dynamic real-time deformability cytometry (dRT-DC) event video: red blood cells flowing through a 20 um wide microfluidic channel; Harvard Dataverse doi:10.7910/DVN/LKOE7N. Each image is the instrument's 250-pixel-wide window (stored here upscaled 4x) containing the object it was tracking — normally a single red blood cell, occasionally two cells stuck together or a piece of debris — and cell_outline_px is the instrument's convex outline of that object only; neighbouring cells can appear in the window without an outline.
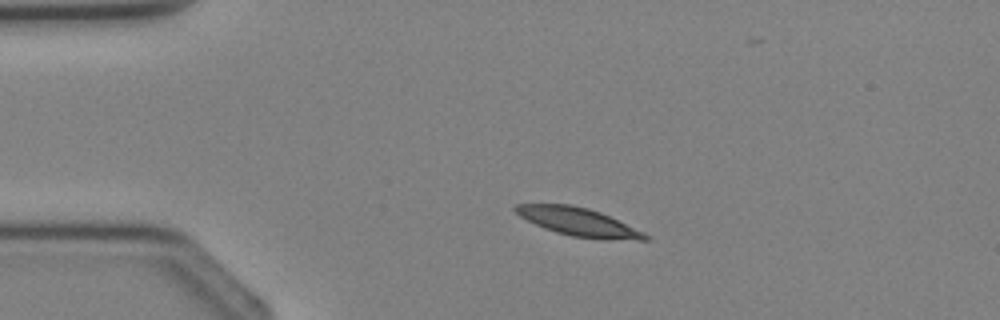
{"species": "Egyptian fruit bat (a non-hibernating species)", "species_latin": "Rousettus aegyptiacus", "temperature_condition": "cold", "stored_images_in_passage": 2, "camera_frame_rate_fps": 3000, "um_per_image_px": 0.085, "animal": {"sex": "female"}, "frame": {"image": 1, "passage_image": 1, "time_ms": 0.0, "image_size_px": [1000, 320], "cell_outline_px": [[648, 240], [640, 240], [572, 236], [556, 232], [544, 228], [520, 216], [512, 208], [516, 204], [572, 204], [588, 208], [600, 212], [644, 232], [648, 236]], "centroid_in_image_um": [49.12, 18.83], "position_along_channel_um": 35.9, "area_um2": 20.69}}
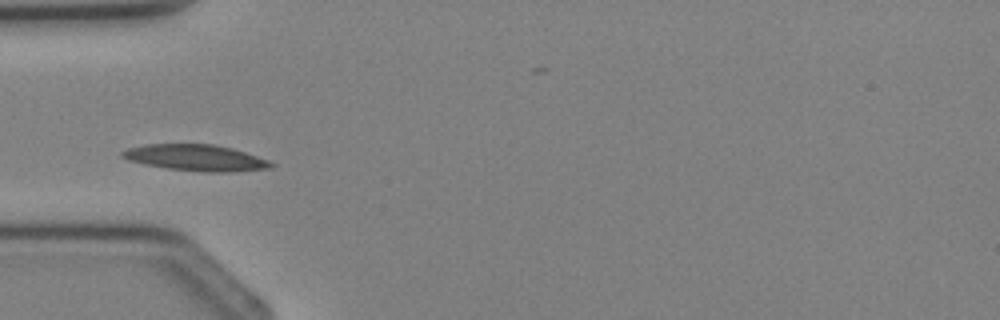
{"frame": {"image": 2, "passage_image": 2, "time_ms": 1.333, "image_size_px": [1000, 320], "cell_outline_px": [[276, 164], [272, 168], [232, 172], [204, 172], [168, 168], [144, 164], [128, 160], [120, 156], [120, 152], [128, 148], [144, 144], [212, 144], [232, 148], [268, 160]], "centroid_in_image_um": [16.64, 13.41], "position_along_channel_um": 68.4, "area_um2": 22.77}}